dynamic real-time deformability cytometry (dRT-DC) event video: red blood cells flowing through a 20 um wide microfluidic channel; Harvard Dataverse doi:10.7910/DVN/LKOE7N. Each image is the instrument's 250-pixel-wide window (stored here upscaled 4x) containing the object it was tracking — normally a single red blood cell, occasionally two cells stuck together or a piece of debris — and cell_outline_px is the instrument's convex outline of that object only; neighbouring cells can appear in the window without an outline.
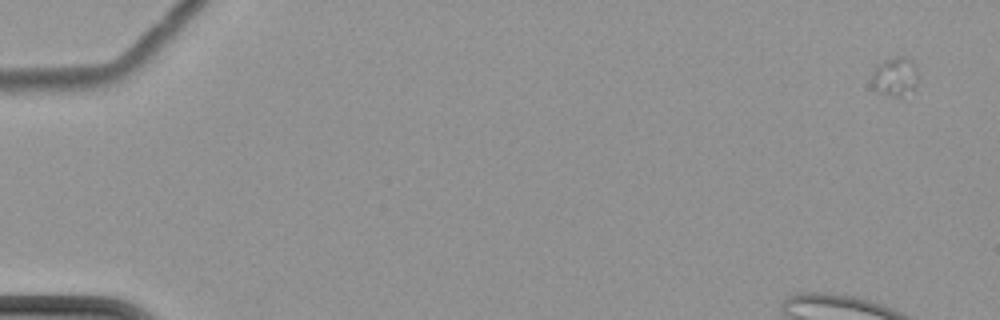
{"species": "common noctule bat (a hibernating species)", "species_latin": "Nyctalus noctula", "temperature_condition": "cold", "stored_images_in_passage": 6, "camera_frame_rate_fps": 3000, "um_per_image_px": 0.085, "animal": {"sex": "female", "body_mass_g": 22.7, "forearm_length_mm": 54.2}, "frame": {"image": 1, "passage_image": 1, "time_ms": 0.0, "image_size_px": [1000, 320], "cell_outline_px": [[920, 80], [904, 100], [900, 100], [880, 92], [872, 84], [872, 72], [876, 64], [884, 60], [896, 56], [908, 56], [916, 64]], "centroid_in_image_um": [76.15, 6.53], "position_along_channel_um": 8.9, "area_um2": 11.27}}